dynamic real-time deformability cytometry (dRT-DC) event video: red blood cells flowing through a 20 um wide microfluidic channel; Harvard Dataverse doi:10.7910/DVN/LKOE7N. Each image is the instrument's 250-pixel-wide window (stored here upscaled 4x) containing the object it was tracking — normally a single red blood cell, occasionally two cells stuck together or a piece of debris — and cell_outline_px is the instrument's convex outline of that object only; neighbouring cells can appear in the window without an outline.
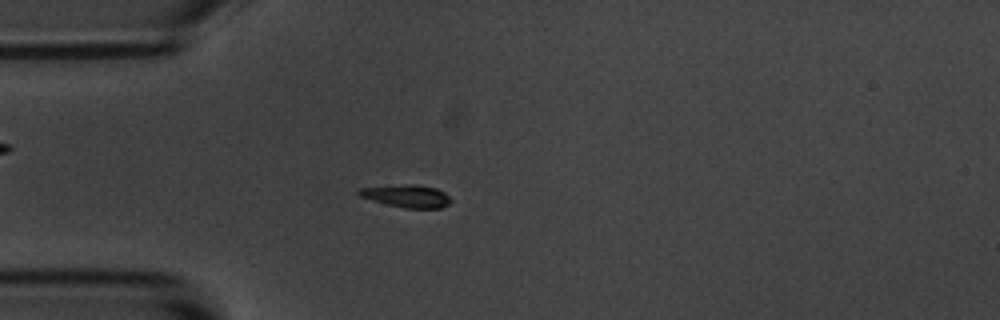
{"species": "common noctule bat (a hibernating species)", "species_latin": "Nyctalus noctula", "temperature_condition": "room temperature", "stored_images_in_passage": 4, "camera_frame_rate_fps": 3000, "um_per_image_px": 0.085, "animal": {"sex": "male", "body_mass_g": 20.1, "forearm_length_mm": 53.5}, "frame": {"image": 1, "passage_image": 4, "time_ms": 3.333, "image_size_px": [1000, 320], "cell_outline_px": [[452, 200], [448, 204], [440, 208], [404, 208], [372, 200], [360, 196], [356, 192], [360, 188], [408, 184], [412, 184], [436, 188], [444, 192]], "centroid_in_image_um": [34.59, 16.66], "position_along_channel_um": 50.4, "area_um2": 11.91}}